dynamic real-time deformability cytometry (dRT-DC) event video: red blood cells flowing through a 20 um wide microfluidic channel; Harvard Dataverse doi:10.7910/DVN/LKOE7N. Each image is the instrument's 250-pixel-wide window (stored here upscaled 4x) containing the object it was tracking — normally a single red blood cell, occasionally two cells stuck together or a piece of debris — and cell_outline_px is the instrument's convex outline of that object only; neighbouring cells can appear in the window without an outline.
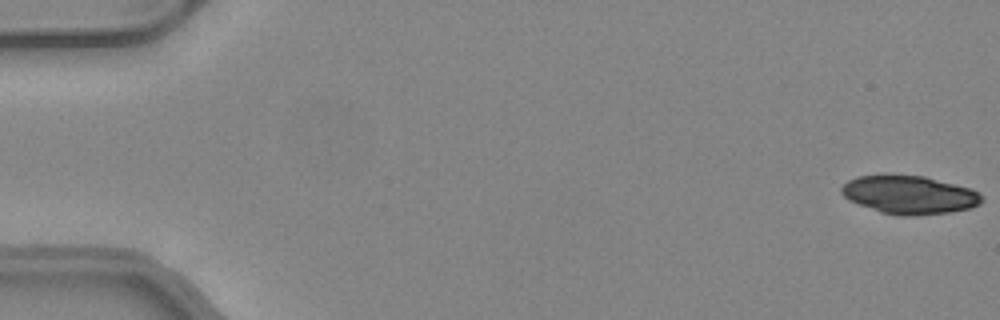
{"species": "common noctule bat (a hibernating species)", "species_latin": "Nyctalus noctula", "temperature_condition": "warm", "stored_images_in_passage": 50, "camera_frame_rate_fps": 3000, "um_per_image_px": 0.085, "animal": {"sex": "female", "body_mass_g": 24.6, "forearm_length_mm": 56.2}, "frame": {"image": 1, "passage_image": 1, "time_ms": 0.0, "image_size_px": [1000, 320], "cell_outline_px": [[984, 200], [980, 204], [968, 208], [948, 212], [912, 216], [900, 216], [880, 212], [848, 200], [840, 192], [840, 188], [848, 180], [856, 176], [924, 176], [968, 188], [984, 196]], "centroid_in_image_um": [77.27, 16.58], "position_along_channel_um": 7.7, "area_um2": 30.87}}